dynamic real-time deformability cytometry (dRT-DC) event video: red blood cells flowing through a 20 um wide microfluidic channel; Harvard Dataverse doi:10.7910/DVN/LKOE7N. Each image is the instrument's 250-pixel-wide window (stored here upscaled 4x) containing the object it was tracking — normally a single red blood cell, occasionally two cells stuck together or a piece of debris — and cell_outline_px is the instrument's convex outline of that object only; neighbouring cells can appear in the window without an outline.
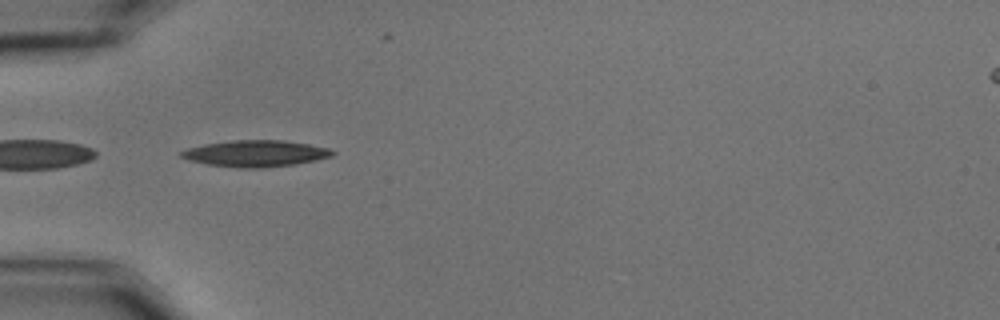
{"species": "common noctule bat (a hibernating species)", "species_latin": "Nyctalus noctula", "temperature_condition": "cold", "stored_images_in_passage": 40, "camera_frame_rate_fps": 3000, "um_per_image_px": 0.085, "animal": {"sex": "male", "body_mass_g": 15.6}, "frame": {"image": 1, "passage_image": 1, "time_ms": 0.0, "image_size_px": [1000, 320], "cell_outline_px": [[336, 152], [332, 156], [316, 160], [296, 164], [264, 168], [240, 168], [208, 164], [188, 160], [180, 156], [176, 152], [188, 148], [204, 144], [232, 140], [284, 140], [308, 144], [328, 148]], "centroid_in_image_um": [21.7, 13.05], "position_along_channel_um": 63.3, "area_um2": 23.41}}
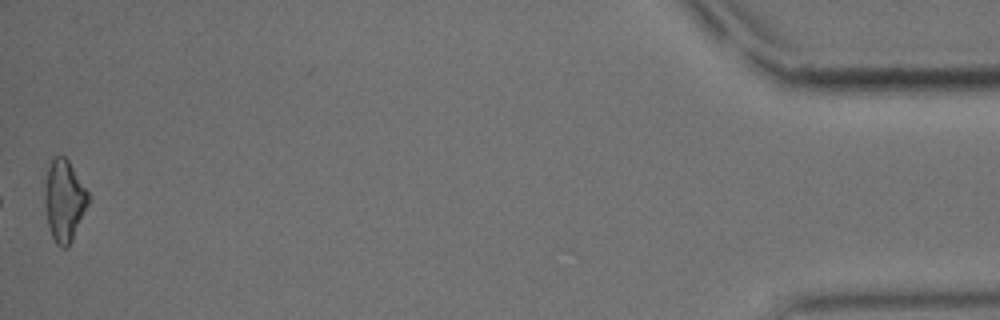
{"frame": {"image": 2, "passage_image": 40, "time_ms": 13.0, "image_size_px": [1000, 320], "cell_outline_px": [[92, 196], [72, 240], [68, 248], [60, 248], [56, 244], [52, 236], [48, 224], [44, 200], [44, 188], [48, 168], [52, 156], [64, 156], [68, 160]], "centroid_in_image_um": [5.47, 17.04], "position_along_channel_um": 429.7, "area_um2": 20.92}, "authors_computed_cell_mechanics": {"area_um2": 20.808, "velocity_mm_per_s": 3.4897, "shape_relaxation_time_tau1_ms": 5.7497, "shape_relaxation_time_tau2_ms": 6.086, "deformation_change_tau1": 0.178, "deformation_change_tau2": 0.1733}}